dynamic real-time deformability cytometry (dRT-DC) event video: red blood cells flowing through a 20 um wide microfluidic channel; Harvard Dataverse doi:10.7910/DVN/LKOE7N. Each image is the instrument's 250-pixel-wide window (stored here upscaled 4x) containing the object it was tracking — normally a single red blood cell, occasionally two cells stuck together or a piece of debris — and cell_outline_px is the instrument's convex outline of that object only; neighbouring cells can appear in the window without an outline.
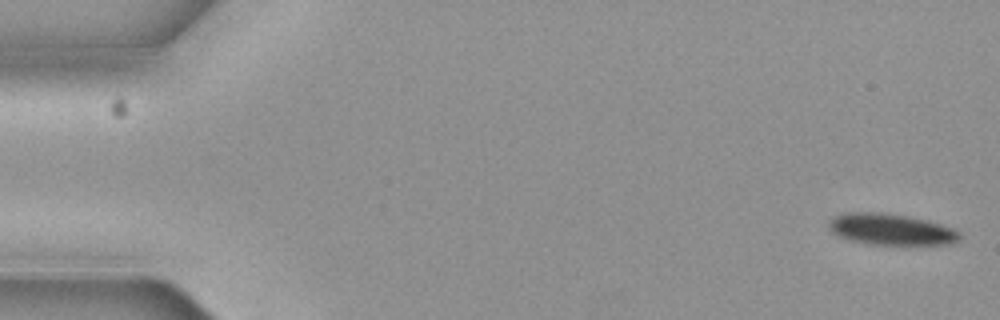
{"species": "common noctule bat (a hibernating species)", "species_latin": "Nyctalus noctula", "temperature_condition": "cold", "stored_images_in_passage": 6, "camera_frame_rate_fps": 3000, "um_per_image_px": 0.085, "animal": {"sex": "female", "body_mass_g": 19.3, "forearm_length_mm": 54.1}, "frame": {"image": 1, "passage_image": 1, "time_ms": 0.0, "image_size_px": [1000, 320], "cell_outline_px": [[960, 236], [956, 240], [948, 244], [868, 244], [852, 240], [840, 236], [832, 232], [828, 224], [828, 220], [832, 216], [844, 212], [884, 212], [908, 216], [928, 220], [952, 228], [960, 232]], "centroid_in_image_um": [75.68, 19.47], "position_along_channel_um": 9.3, "area_um2": 23.76}}
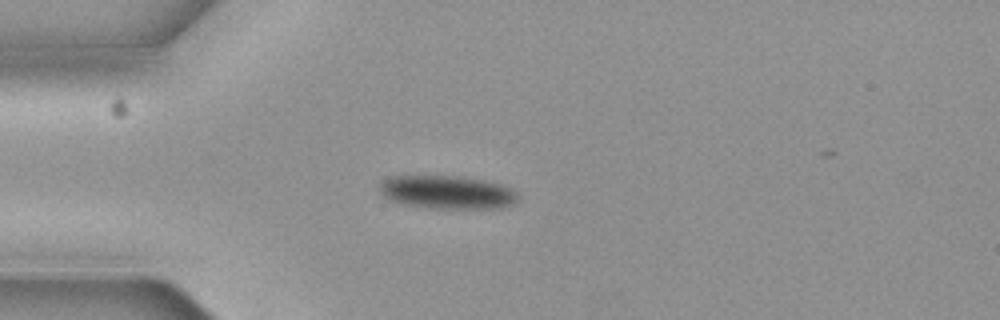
{"frame": {"image": 2, "passage_image": 5, "time_ms": 1.333, "image_size_px": [1000, 320], "cell_outline_px": [[520, 196], [512, 204], [500, 208], [432, 208], [404, 204], [388, 200], [380, 192], [380, 184], [384, 180], [392, 176], [456, 176], [484, 180], [500, 184], [512, 188]], "centroid_in_image_um": [38.02, 16.34], "position_along_channel_um": 47.0, "area_um2": 26.76}}